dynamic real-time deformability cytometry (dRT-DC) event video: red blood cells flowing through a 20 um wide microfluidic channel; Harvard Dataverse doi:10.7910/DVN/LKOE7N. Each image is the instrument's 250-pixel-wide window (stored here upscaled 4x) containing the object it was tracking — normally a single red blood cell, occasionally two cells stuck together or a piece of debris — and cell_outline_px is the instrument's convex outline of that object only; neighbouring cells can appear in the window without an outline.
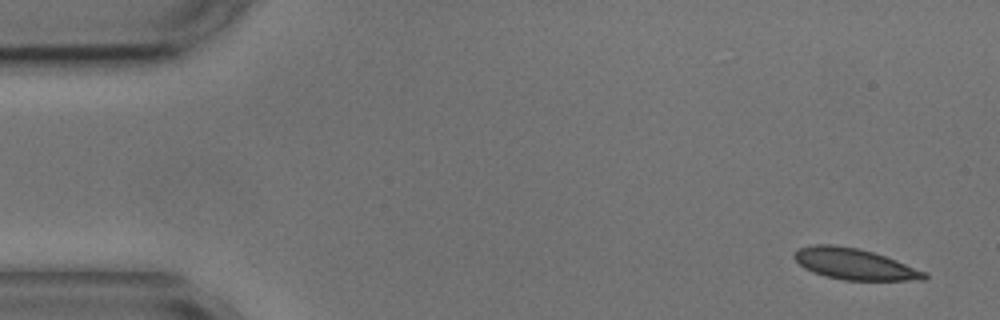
{"species": "common noctule bat (a hibernating species)", "species_latin": "Nyctalus noctula", "temperature_condition": "cold", "stored_images_in_passage": 53, "camera_frame_rate_fps": 3000, "um_per_image_px": 0.085, "animal": {"sex": "male", "body_mass_g": 17.9, "forearm_length_mm": 54.2}, "frame": {"image": 1, "passage_image": 1, "time_ms": 0.0, "image_size_px": [1000, 320], "cell_outline_px": [[928, 276], [924, 280], [844, 280], [824, 276], [812, 272], [804, 268], [792, 256], [800, 248], [816, 244], [832, 244], [860, 248], [896, 260], [924, 272]], "centroid_in_image_um": [72.59, 22.44], "position_along_channel_um": 12.4, "area_um2": 23.35}}
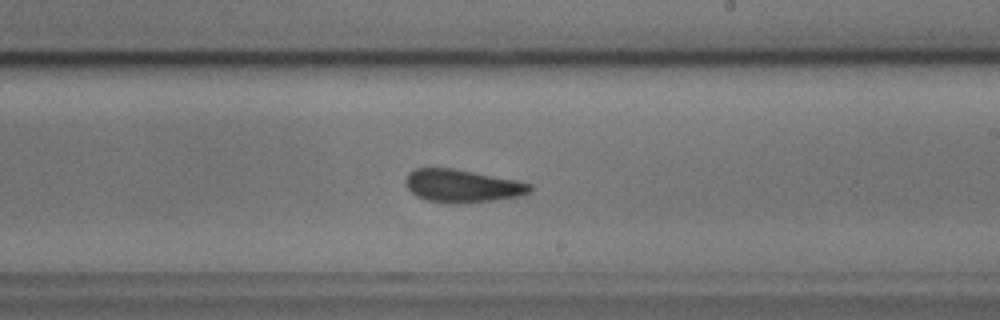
{"frame": {"image": 2, "passage_image": 30, "time_ms": 9.667, "image_size_px": [1000, 320], "cell_outline_px": [[532, 192], [520, 196], [492, 200], [456, 204], [448, 204], [428, 200], [416, 196], [408, 188], [404, 180], [408, 172], [416, 168], [452, 168], [516, 180], [532, 184]], "centroid_in_image_um": [39.28, 15.8], "position_along_channel_um": 249.7, "area_um2": 23.87}}
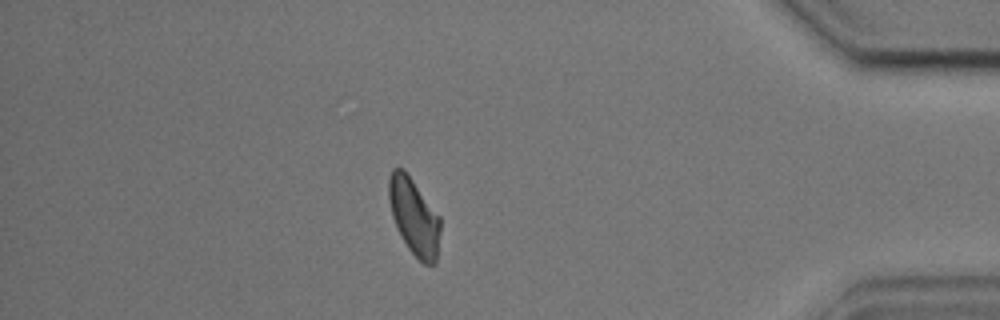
{"frame": {"image": 3, "passage_image": 46, "time_ms": 15.0, "image_size_px": [1000, 320], "cell_outline_px": [[440, 232], [436, 264], [424, 264], [408, 248], [400, 236], [396, 228], [392, 216], [388, 200], [388, 176], [392, 168], [404, 168], [440, 216]], "centroid_in_image_um": [35.18, 18.39], "position_along_channel_um": 400.0, "area_um2": 23.29}, "authors_computed_cell_mechanics": {"area_um2": 23.698, "velocity_mm_per_s": 3.5752, "shape_relaxation_time_tau1_ms": 5.7523, "shape_relaxation_time_tau2_ms": 1.4993, "deformation_change_tau1": 0.13, "deformation_change_tau2": 0.056}}